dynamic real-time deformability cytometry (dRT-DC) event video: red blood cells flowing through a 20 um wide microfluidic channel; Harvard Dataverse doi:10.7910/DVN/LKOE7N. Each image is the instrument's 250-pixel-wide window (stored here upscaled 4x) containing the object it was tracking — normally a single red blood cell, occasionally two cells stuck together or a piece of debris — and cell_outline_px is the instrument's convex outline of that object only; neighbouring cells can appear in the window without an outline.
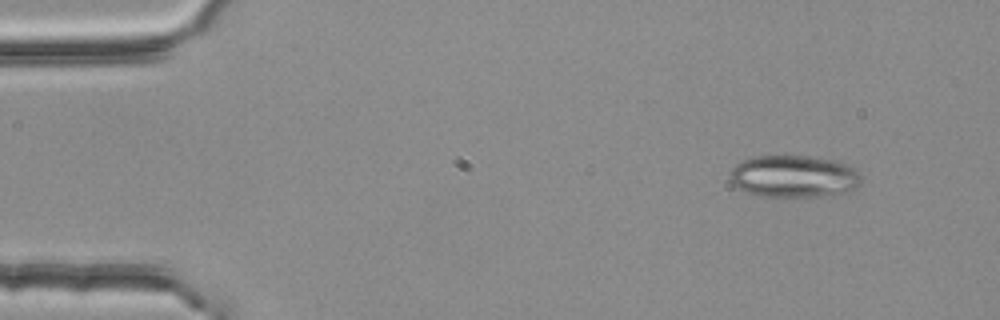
{"species": "common noctule bat (a hibernating species)", "species_latin": "Nyctalus noctula", "temperature_condition": "room temperature", "stored_images_in_passage": 6, "camera_frame_rate_fps": 3000, "um_per_image_px": 0.085, "animal": {"sex": "female", "body_mass_g": 25.1}, "frame": {"image": 1, "passage_image": 1, "time_ms": 0.0, "image_size_px": [1000, 320], "cell_outline_px": [[860, 180], [852, 188], [844, 192], [820, 196], [756, 196], [736, 188], [728, 180], [728, 176], [732, 168], [740, 160], [756, 156], [808, 156], [840, 160], [856, 168], [860, 172]], "centroid_in_image_um": [67.41, 14.97], "position_along_channel_um": 17.6, "area_um2": 32.54}}
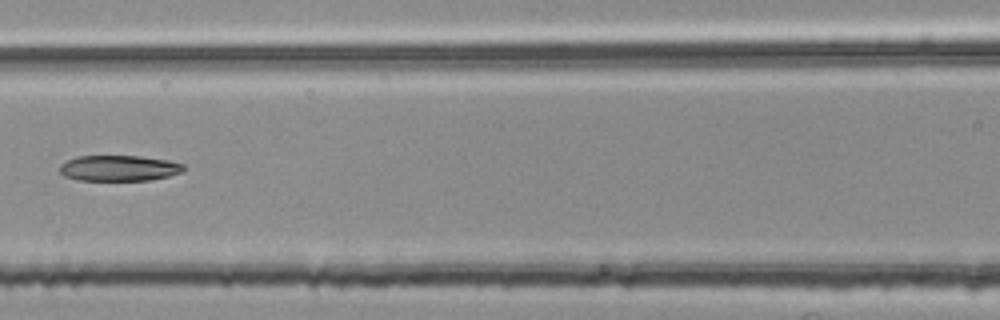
{"frame": {"image": 2, "passage_image": 6, "time_ms": 1.667, "image_size_px": [1000, 320], "cell_outline_px": [[184, 168], [180, 172], [168, 176], [152, 180], [76, 180], [64, 176], [60, 172], [60, 164], [76, 156], [140, 156], [168, 160], [184, 164]], "centroid_in_image_um": [10.09, 14.29], "position_along_channel_um": 156.5, "area_um2": 18.55}}